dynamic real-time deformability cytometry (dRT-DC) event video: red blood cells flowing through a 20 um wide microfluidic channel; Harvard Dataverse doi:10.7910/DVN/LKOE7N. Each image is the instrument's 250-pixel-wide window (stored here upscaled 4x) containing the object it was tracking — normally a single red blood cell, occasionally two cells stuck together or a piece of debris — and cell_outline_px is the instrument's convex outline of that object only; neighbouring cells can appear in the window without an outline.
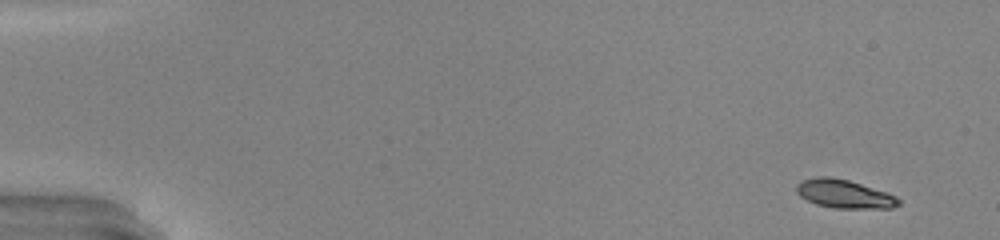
{"species": "common noctule bat (a hibernating species)", "species_latin": "Nyctalus noctula", "temperature_condition": "warm", "stored_images_in_passage": 48, "camera_frame_rate_fps": 3000, "um_per_image_px": 0.085, "animal": {"sex": "male", "body_mass_g": 20.0, "forearm_length_mm": 53.3}, "frame": {"image": 1, "passage_image": 1, "time_ms": 0.0, "image_size_px": [1000, 240], "cell_outline_px": [[900, 204], [892, 208], [832, 208], [816, 204], [800, 196], [796, 192], [796, 184], [804, 180], [816, 176], [828, 176], [848, 180], [896, 196], [900, 200]], "centroid_in_image_um": [71.73, 16.49], "position_along_channel_um": 13.3, "area_um2": 16.76}}
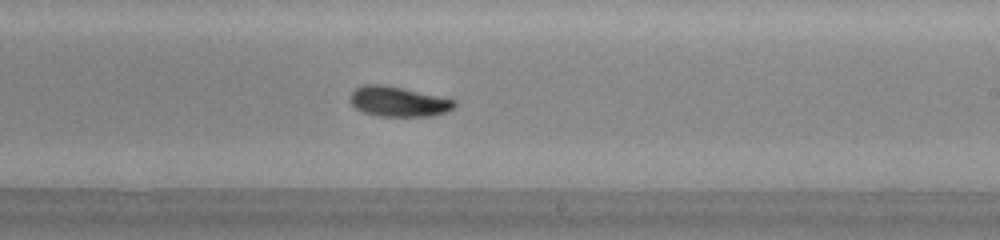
{"frame": {"image": 2, "passage_image": 29, "time_ms": 9.333, "image_size_px": [1000, 240], "cell_outline_px": [[456, 104], [452, 108], [444, 112], [432, 116], [376, 116], [364, 112], [356, 108], [348, 100], [348, 96], [356, 88], [364, 84], [384, 84], [404, 88], [456, 100]], "centroid_in_image_um": [33.81, 8.62], "position_along_channel_um": 255.2, "area_um2": 18.32}}
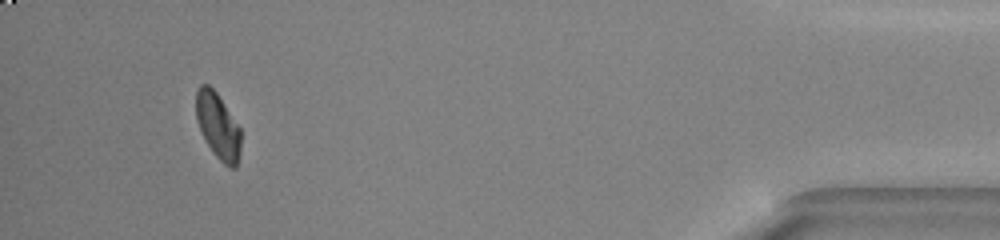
{"frame": {"image": 3, "passage_image": 45, "time_ms": 14.667, "image_size_px": [1000, 240], "cell_outline_px": [[240, 152], [236, 168], [232, 168], [224, 164], [212, 152], [200, 132], [196, 120], [196, 88], [200, 84], [208, 84], [216, 92], [240, 128]], "centroid_in_image_um": [18.5, 10.7], "position_along_channel_um": 416.7, "area_um2": 17.22}, "authors_computed_cell_mechanics": {"area_um2": 17.918, "velocity_mm_per_s": 4.1891, "shape_relaxation_time_tau1_ms": null, "shape_relaxation_time_tau2_ms": 2.4581, "deformation_change_tau1": null, "deformation_change_tau2": 0.0518}}